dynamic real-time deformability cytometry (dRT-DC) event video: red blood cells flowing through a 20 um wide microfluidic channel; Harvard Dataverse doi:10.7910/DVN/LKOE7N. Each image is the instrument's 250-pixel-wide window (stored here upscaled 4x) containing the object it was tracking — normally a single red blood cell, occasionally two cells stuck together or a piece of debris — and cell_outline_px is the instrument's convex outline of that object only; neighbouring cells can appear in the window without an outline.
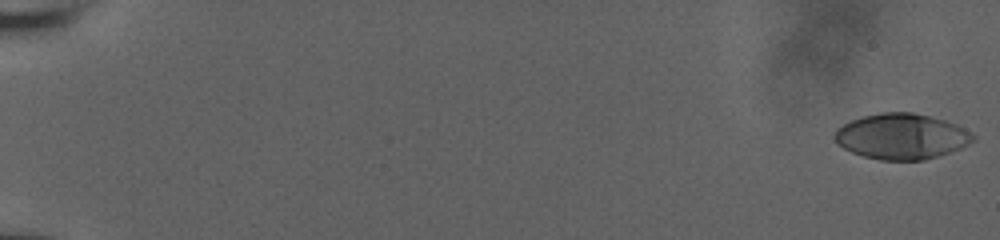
{"species": "human", "species_latin": "Homo sapiens", "temperature_condition": "room temperature", "stored_images_in_passage": 56, "camera_frame_rate_fps": 3000, "um_per_image_px": 0.085, "donor": {"sex": "male"}, "frame": {"image": 1, "passage_image": 1, "time_ms": 0.0, "image_size_px": [1000, 240], "cell_outline_px": [[976, 140], [960, 148], [924, 160], [880, 160], [864, 156], [852, 152], [836, 144], [832, 136], [836, 128], [852, 120], [864, 116], [880, 112], [912, 112], [944, 120], [956, 124], [964, 128], [976, 136]], "centroid_in_image_um": [76.6, 11.59], "position_along_channel_um": 8.4, "area_um2": 36.76}}
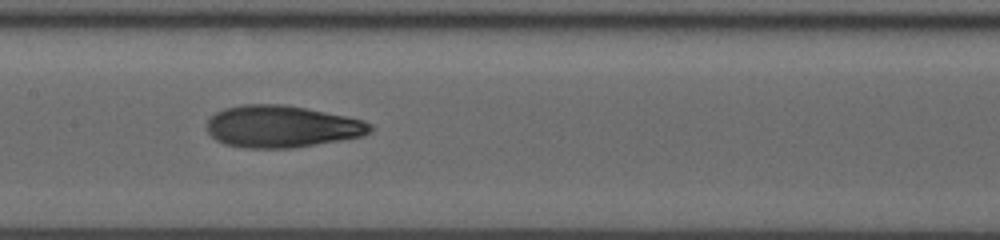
{"frame": {"image": 2, "passage_image": 31, "time_ms": 10.0, "image_size_px": [1000, 240], "cell_outline_px": [[372, 128], [364, 136], [292, 148], [248, 148], [224, 144], [216, 140], [208, 132], [208, 120], [216, 112], [224, 108], [240, 104], [284, 104], [364, 120], [372, 124]], "centroid_in_image_um": [23.93, 10.75], "position_along_channel_um": 183.5, "area_um2": 39.77}}
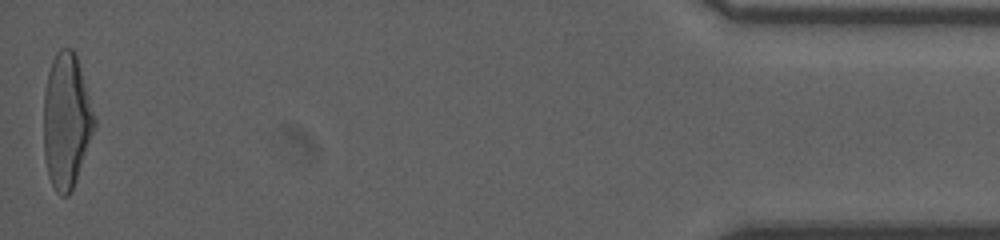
{"frame": {"image": 3, "passage_image": 56, "time_ms": 18.333, "image_size_px": [1000, 240], "cell_outline_px": [[96, 124], [76, 180], [68, 196], [60, 196], [56, 192], [48, 176], [44, 156], [44, 92], [48, 72], [52, 60], [56, 52], [60, 48], [72, 48], [76, 52], [96, 116]], "centroid_in_image_um": [5.65, 10.23], "position_along_channel_um": 429.6, "area_um2": 40.11}, "authors_computed_cell_mechanics": {"area_um2": 38.2058, "velocity_mm_per_s": 3.9475, "shape_relaxation_time_tau1_ms": 5.7195, "shape_relaxation_time_tau2_ms": 1.8116, "deformation_change_tau1": 0.2287, "deformation_change_tau2": 0.0992}}